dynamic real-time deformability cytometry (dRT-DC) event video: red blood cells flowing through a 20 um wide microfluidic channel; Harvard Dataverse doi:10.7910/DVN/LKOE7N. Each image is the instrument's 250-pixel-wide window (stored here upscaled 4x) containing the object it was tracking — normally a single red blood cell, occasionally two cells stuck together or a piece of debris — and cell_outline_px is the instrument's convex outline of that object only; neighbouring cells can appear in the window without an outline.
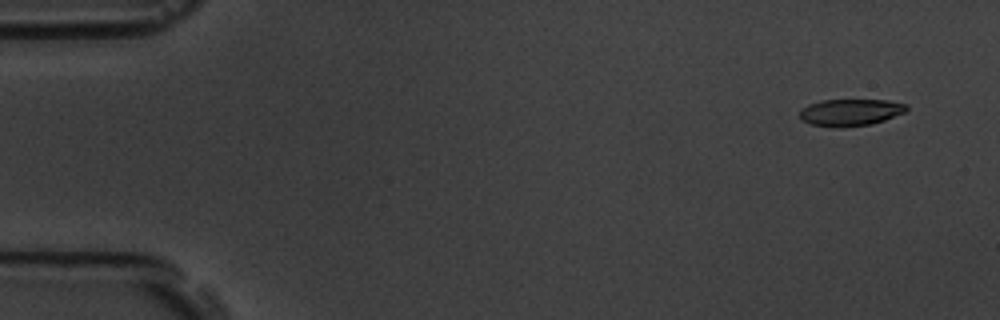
{"species": "common noctule bat (a hibernating species)", "species_latin": "Nyctalus noctula", "temperature_condition": "room temperature", "stored_images_in_passage": 5, "segment_of_instrument_passage": [2, 2], "camera_frame_rate_fps": 3000, "um_per_image_px": 0.085, "animal": {"sex": "male", "body_mass_g": 19.5, "forearm_length_mm": 54.6}, "frame": {"image": 1, "passage_image": 5, "time_ms": 5.333, "image_size_px": [1000, 320], "cell_outline_px": [[908, 108], [904, 112], [884, 120], [872, 124], [840, 128], [832, 128], [812, 124], [800, 120], [800, 112], [808, 104], [820, 100], [888, 100], [904, 104]], "centroid_in_image_um": [72.25, 9.56], "position_along_channel_um": 12.8, "area_um2": 16.76}}